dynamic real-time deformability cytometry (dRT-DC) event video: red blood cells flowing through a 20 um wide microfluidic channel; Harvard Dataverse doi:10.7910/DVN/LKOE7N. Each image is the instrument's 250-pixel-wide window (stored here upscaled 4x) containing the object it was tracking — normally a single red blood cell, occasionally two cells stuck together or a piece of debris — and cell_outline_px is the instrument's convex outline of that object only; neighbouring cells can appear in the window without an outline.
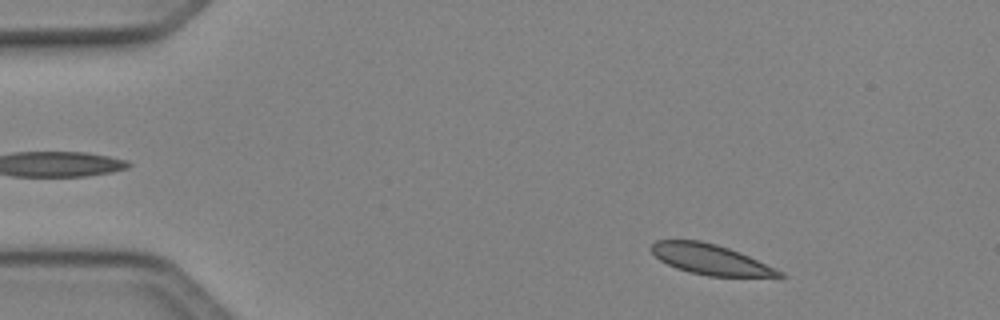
{"species": "Egyptian fruit bat (a non-hibernating species)", "species_latin": "Rousettus aegyptiacus", "temperature_condition": "cold", "stored_images_in_passage": 13, "camera_frame_rate_fps": 3000, "um_per_image_px": 0.085, "animal": {"sex": "female"}, "frame": {"image": 1, "passage_image": 4, "time_ms": 1.0, "image_size_px": [1000, 320], "cell_outline_px": [[788, 276], [708, 276], [688, 272], [676, 268], [660, 260], [652, 252], [652, 244], [656, 240], [700, 240], [716, 244], [728, 248], [748, 256], [784, 272]], "centroid_in_image_um": [60.37, 22.05], "position_along_channel_um": 24.6, "area_um2": 22.25}}
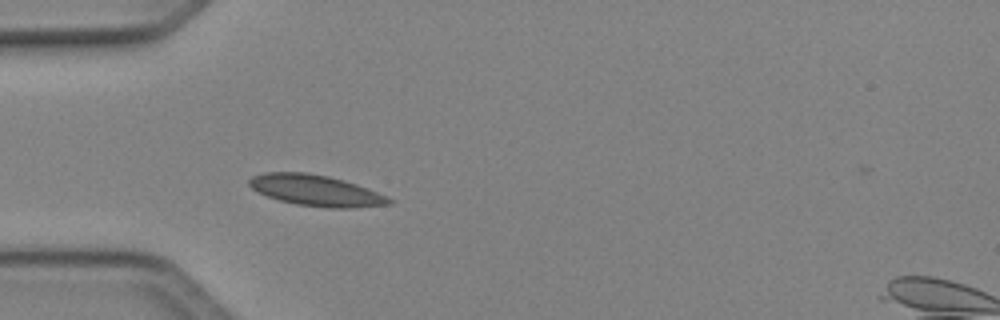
{"frame": {"image": 2, "passage_image": 12, "time_ms": 3.667, "image_size_px": [1000, 320], "cell_outline_px": [[396, 200], [392, 204], [352, 208], [328, 208], [296, 204], [280, 200], [268, 196], [252, 188], [248, 184], [248, 180], [252, 176], [264, 172], [308, 172], [328, 176], [344, 180], [356, 184]], "centroid_in_image_um": [26.87, 16.19], "position_along_channel_um": 58.1, "area_um2": 25.26}}